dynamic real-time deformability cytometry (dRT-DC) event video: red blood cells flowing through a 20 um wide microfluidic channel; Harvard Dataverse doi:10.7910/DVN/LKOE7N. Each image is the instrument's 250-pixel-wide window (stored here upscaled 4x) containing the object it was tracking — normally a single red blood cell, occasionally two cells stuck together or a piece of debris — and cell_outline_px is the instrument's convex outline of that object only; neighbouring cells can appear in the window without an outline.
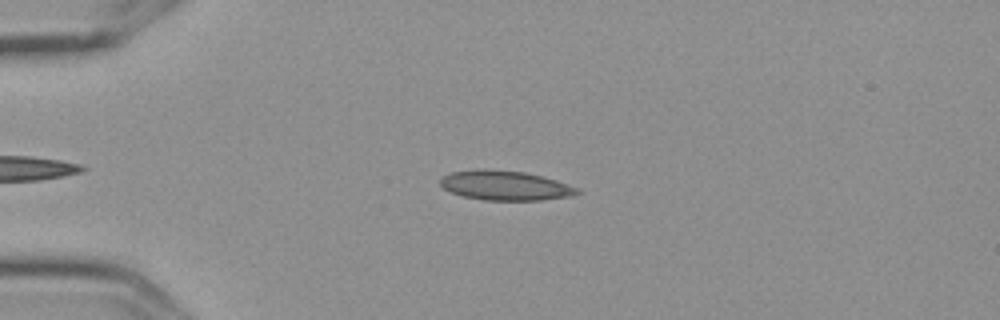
{"species": "Egyptian fruit bat (a non-hibernating species)", "species_latin": "Rousettus aegyptiacus", "temperature_condition": "cold", "stored_images_in_passage": 5, "camera_frame_rate_fps": 3000, "um_per_image_px": 0.085, "frame": {"image": 1, "passage_image": 4, "time_ms": 1.0, "image_size_px": [1000, 320], "cell_outline_px": [[580, 192], [572, 196], [540, 200], [484, 200], [464, 196], [452, 192], [444, 188], [440, 184], [440, 180], [444, 176], [452, 172], [524, 172], [544, 176], [556, 180], [576, 188]], "centroid_in_image_um": [43.01, 15.82], "position_along_channel_um": 42.0, "area_um2": 22.37}}